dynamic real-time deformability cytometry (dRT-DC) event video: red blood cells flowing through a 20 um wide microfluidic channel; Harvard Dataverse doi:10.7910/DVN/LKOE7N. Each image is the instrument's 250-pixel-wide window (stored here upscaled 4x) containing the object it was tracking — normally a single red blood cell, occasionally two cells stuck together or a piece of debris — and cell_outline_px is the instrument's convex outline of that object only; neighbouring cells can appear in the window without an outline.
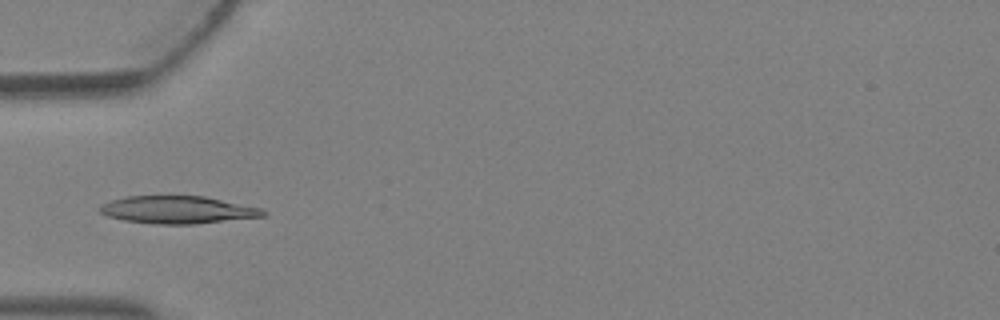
{"species": "Egyptian fruit bat (a non-hibernating species)", "species_latin": "Rousettus aegyptiacus", "temperature_condition": "warm", "stored_images_in_passage": 5, "camera_frame_rate_fps": 3000, "um_per_image_px": 0.085, "animal": {"sex": "female"}, "frame": {"image": 1, "passage_image": 4, "time_ms": 1.0, "image_size_px": [1000, 320], "cell_outline_px": [[268, 212], [264, 216], [196, 224], [156, 224], [124, 220], [108, 216], [100, 212], [96, 208], [100, 204], [108, 200], [124, 196], [204, 196], [260, 208]], "centroid_in_image_um": [15.03, 17.83], "position_along_channel_um": 70.0, "area_um2": 26.3}}
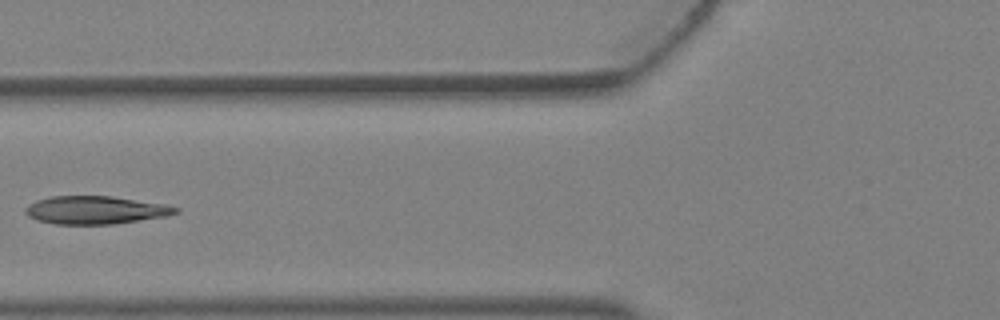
{"frame": {"image": 2, "passage_image": 5, "time_ms": 1.333, "image_size_px": [1000, 320], "cell_outline_px": [[180, 212], [168, 216], [112, 224], [56, 224], [36, 220], [28, 216], [24, 212], [28, 204], [36, 200], [52, 196], [112, 196], [164, 204], [180, 208]], "centroid_in_image_um": [8.12, 17.85], "position_along_channel_um": 117.7, "area_um2": 24.57}}